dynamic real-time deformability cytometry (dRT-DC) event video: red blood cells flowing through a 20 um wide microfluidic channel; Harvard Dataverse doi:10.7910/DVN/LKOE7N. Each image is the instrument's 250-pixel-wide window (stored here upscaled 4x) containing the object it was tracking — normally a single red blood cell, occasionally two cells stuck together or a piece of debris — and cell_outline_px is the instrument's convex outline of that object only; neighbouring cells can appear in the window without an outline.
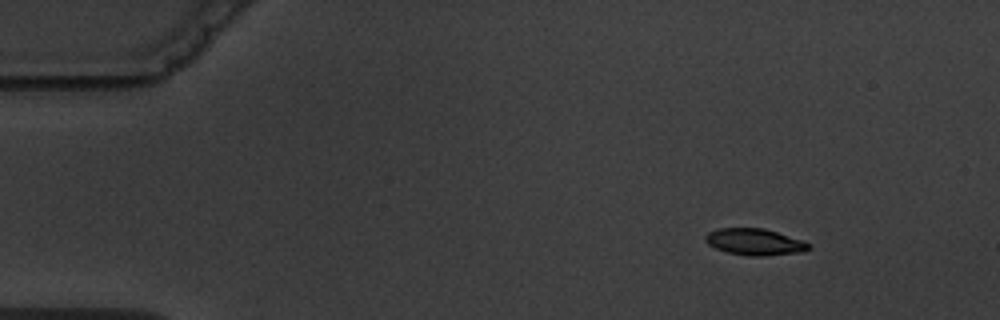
{"species": "common noctule bat (a hibernating species)", "species_latin": "Nyctalus noctula", "temperature_condition": "warm", "stored_images_in_passage": 6, "camera_frame_rate_fps": 3000, "um_per_image_px": 0.085, "animal": {"sex": "male", "body_mass_g": 19.5, "forearm_length_mm": 54.6}, "frame": {"image": 1, "passage_image": 3, "time_ms": 2.333, "image_size_px": [1000, 320], "cell_outline_px": [[812, 248], [804, 252], [764, 256], [748, 256], [728, 252], [716, 248], [708, 244], [704, 240], [704, 236], [708, 232], [720, 228], [764, 228], [812, 244]], "centroid_in_image_um": [64.16, 20.57], "position_along_channel_um": 20.8, "area_um2": 16.01}}
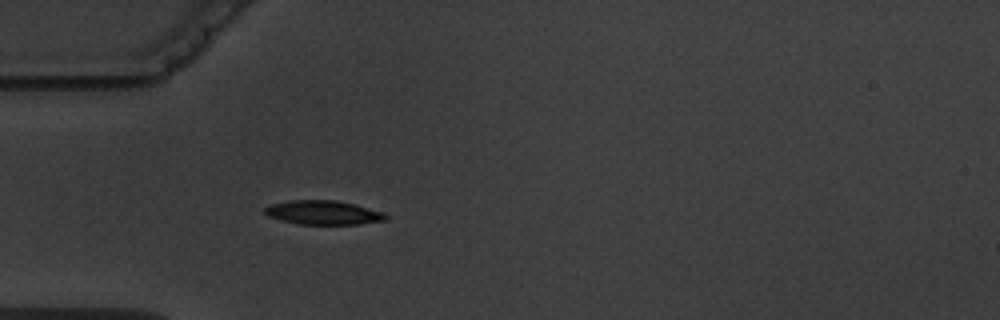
{"frame": {"image": 2, "passage_image": 6, "time_ms": 5.667, "image_size_px": [1000, 320], "cell_outline_px": [[388, 220], [360, 224], [300, 224], [268, 216], [264, 212], [264, 208], [272, 204], [292, 200], [336, 200], [384, 212], [388, 216]], "centroid_in_image_um": [27.52, 18.07], "position_along_channel_um": 57.5, "area_um2": 16.76}}